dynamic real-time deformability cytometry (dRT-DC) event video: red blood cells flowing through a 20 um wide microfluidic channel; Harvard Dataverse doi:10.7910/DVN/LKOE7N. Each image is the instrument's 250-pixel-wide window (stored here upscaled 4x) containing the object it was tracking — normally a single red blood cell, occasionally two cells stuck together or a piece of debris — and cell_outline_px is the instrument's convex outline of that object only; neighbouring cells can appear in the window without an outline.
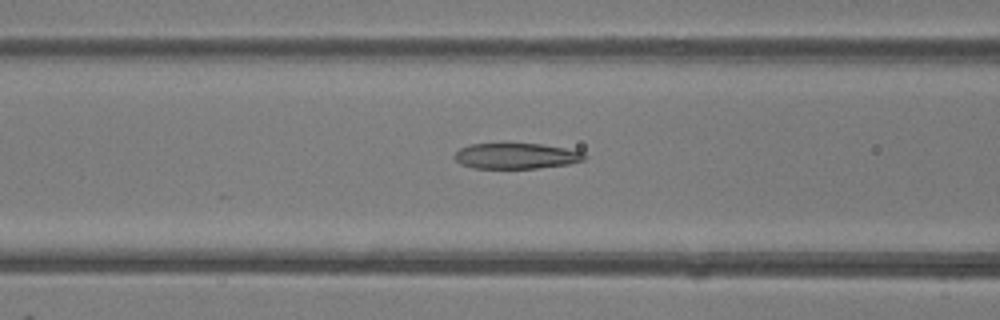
{"species": "common noctule bat (a hibernating species)", "species_latin": "Nyctalus noctula", "temperature_condition": "room temperature", "stored_images_in_passage": 50, "camera_frame_rate_fps": 3000, "um_per_image_px": 0.085, "animal": {"sex": "female"}, "frame": {"image": 1, "passage_image": 20, "time_ms": 6.333, "image_size_px": [1000, 320], "cell_outline_px": [[588, 156], [584, 160], [568, 164], [536, 168], [472, 168], [460, 164], [452, 156], [460, 148], [468, 144], [504, 140], [540, 144], [564, 148], [584, 152]], "centroid_in_image_um": [43.8, 13.2], "position_along_channel_um": 122.8, "area_um2": 20.46}}
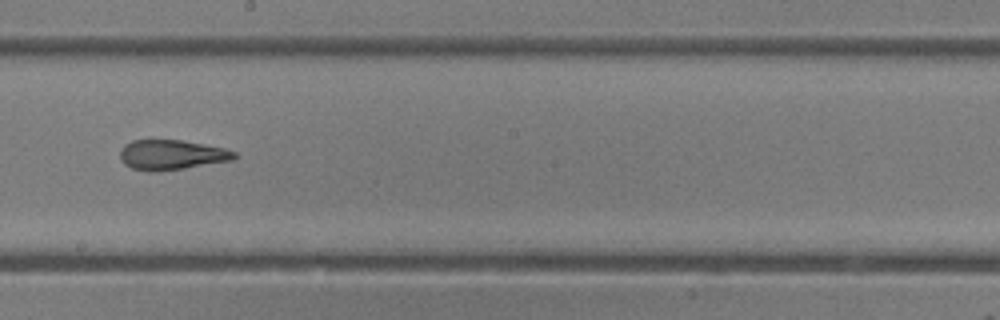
{"frame": {"image": 2, "passage_image": 28, "time_ms": 9.0, "image_size_px": [1000, 320], "cell_outline_px": [[240, 156], [232, 160], [184, 168], [156, 172], [148, 172], [132, 168], [124, 164], [120, 160], [120, 152], [124, 144], [132, 140], [180, 140], [224, 148], [236, 152]], "centroid_in_image_um": [14.57, 13.17], "position_along_channel_um": 233.6, "area_um2": 20.0}}
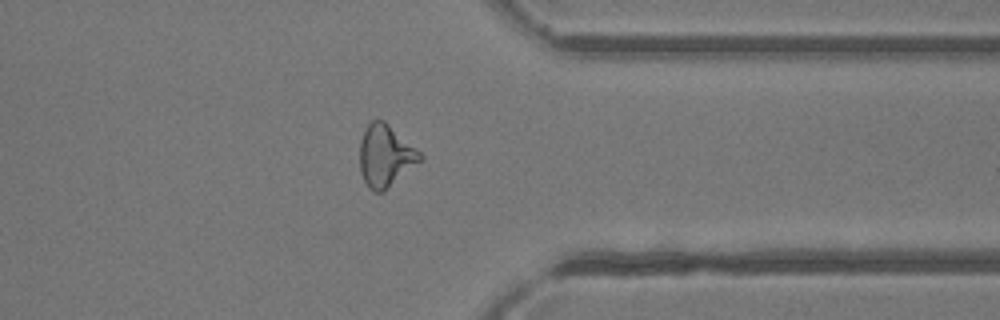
{"frame": {"image": 3, "passage_image": 39, "time_ms": 12.667, "image_size_px": [1000, 320], "cell_outline_px": [[424, 160], [384, 192], [376, 192], [368, 188], [360, 172], [360, 140], [364, 128], [372, 120], [384, 120], [420, 152], [424, 156]], "centroid_in_image_um": [32.77, 13.27], "position_along_channel_um": 378.6, "area_um2": 22.08}, "authors_computed_cell_mechanics": {"area_um2": 21.5016, "velocity_mm_per_s": 4.1506, "shape_relaxation_time_tau1_ms": null, "shape_relaxation_time_tau2_ms": 1.8444, "deformation_change_tau1": null, "deformation_change_tau2": 0.1111}}